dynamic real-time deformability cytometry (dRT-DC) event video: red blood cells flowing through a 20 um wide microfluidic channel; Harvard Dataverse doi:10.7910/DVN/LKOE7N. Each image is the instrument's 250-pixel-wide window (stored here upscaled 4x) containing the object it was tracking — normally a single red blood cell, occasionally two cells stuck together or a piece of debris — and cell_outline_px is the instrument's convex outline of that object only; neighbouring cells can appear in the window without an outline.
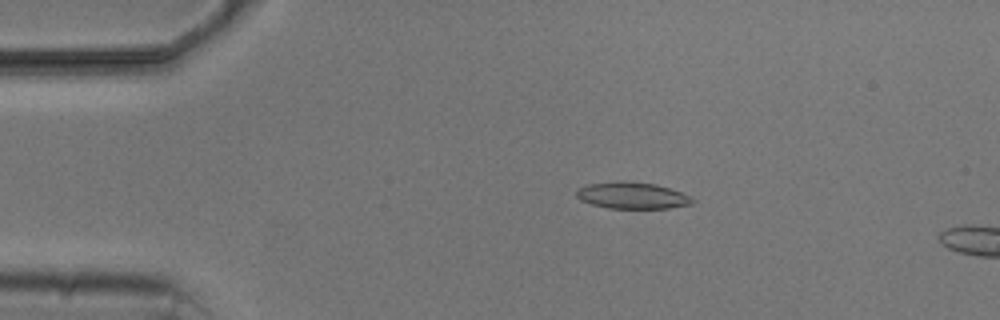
{"species": "common noctule bat (a hibernating species)", "species_latin": "Nyctalus noctula", "temperature_condition": "cold", "stored_images_in_passage": 5, "camera_frame_rate_fps": 3000, "um_per_image_px": 0.085, "animal": {"sex": "male", "body_mass_g": 20.5, "forearm_length_mm": 52.5}, "frame": {"image": 1, "passage_image": 3, "time_ms": 2.333, "image_size_px": [1000, 320], "cell_outline_px": [[696, 200], [692, 204], [668, 208], [608, 208], [592, 204], [580, 200], [576, 196], [576, 188], [588, 184], [656, 184], [692, 196]], "centroid_in_image_um": [53.78, 16.67], "position_along_channel_um": 31.2, "area_um2": 17.11}}